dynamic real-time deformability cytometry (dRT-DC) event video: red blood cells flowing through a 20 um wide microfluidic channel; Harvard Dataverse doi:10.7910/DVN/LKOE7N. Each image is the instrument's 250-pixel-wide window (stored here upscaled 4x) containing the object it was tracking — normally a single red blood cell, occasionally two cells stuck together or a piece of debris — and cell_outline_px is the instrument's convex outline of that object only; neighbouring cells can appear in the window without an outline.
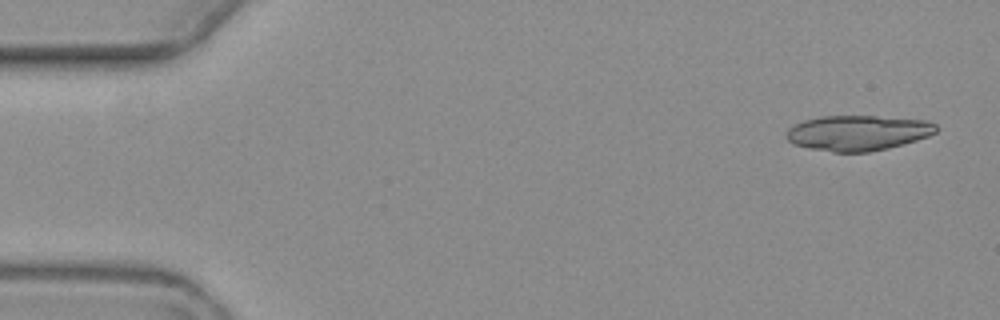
{"species": "common noctule bat (a hibernating species)", "species_latin": "Nyctalus noctula", "temperature_condition": "warm", "stored_images_in_passage": 5, "camera_frame_rate_fps": 3000, "um_per_image_px": 0.085, "animal": {"sex": "female", "body_mass_g": 19.3, "forearm_length_mm": 54.1}, "frame": {"image": 1, "passage_image": 1, "time_ms": 0.0, "image_size_px": [1000, 320], "cell_outline_px": [[940, 128], [936, 132], [928, 136], [904, 144], [888, 148], [868, 152], [832, 152], [808, 148], [792, 144], [784, 136], [788, 128], [804, 120], [820, 116], [876, 116], [924, 120], [936, 124]], "centroid_in_image_um": [72.9, 11.3], "position_along_channel_um": 12.1, "area_um2": 30.98}}